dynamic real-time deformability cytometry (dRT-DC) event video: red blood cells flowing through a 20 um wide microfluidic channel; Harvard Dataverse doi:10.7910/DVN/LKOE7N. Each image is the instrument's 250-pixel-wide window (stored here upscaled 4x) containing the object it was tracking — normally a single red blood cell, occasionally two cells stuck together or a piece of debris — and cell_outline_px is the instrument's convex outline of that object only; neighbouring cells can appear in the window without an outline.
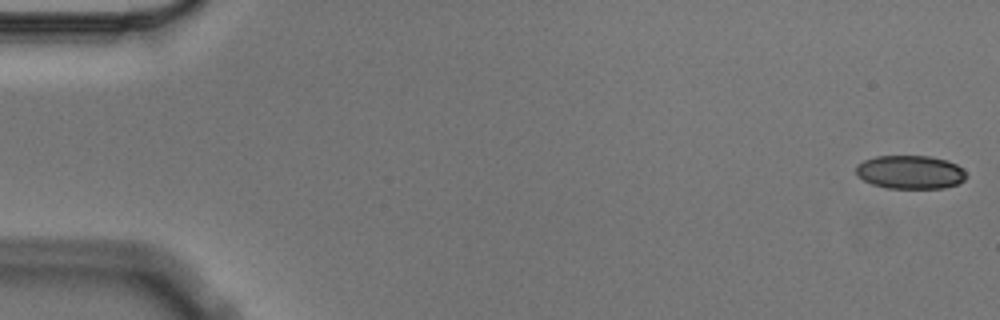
{"species": "Egyptian fruit bat (a non-hibernating species)", "species_latin": "Rousettus aegyptiacus", "temperature_condition": "cold", "stored_images_in_passage": 5, "camera_frame_rate_fps": 3000, "um_per_image_px": 0.085, "animal": {"sex": "male"}, "frame": {"image": 1, "passage_image": 1, "time_ms": 0.0, "image_size_px": [1000, 320], "cell_outline_px": [[968, 176], [964, 180], [956, 184], [944, 188], [888, 188], [872, 184], [856, 176], [856, 164], [864, 160], [876, 156], [928, 156], [948, 160], [956, 164]], "centroid_in_image_um": [77.35, 14.63], "position_along_channel_um": 7.7, "area_um2": 21.56}}
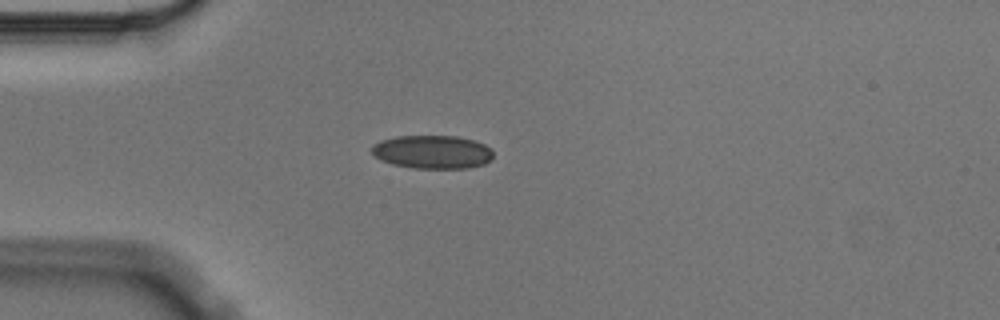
{"frame": {"image": 2, "passage_image": 5, "time_ms": 1.333, "image_size_px": [1000, 320], "cell_outline_px": [[492, 160], [484, 164], [468, 168], [412, 168], [392, 164], [380, 160], [372, 152], [372, 144], [380, 140], [396, 136], [456, 136], [472, 140], [484, 144], [492, 148]], "centroid_in_image_um": [36.75, 12.92], "position_along_channel_um": 48.3, "area_um2": 23.76}}